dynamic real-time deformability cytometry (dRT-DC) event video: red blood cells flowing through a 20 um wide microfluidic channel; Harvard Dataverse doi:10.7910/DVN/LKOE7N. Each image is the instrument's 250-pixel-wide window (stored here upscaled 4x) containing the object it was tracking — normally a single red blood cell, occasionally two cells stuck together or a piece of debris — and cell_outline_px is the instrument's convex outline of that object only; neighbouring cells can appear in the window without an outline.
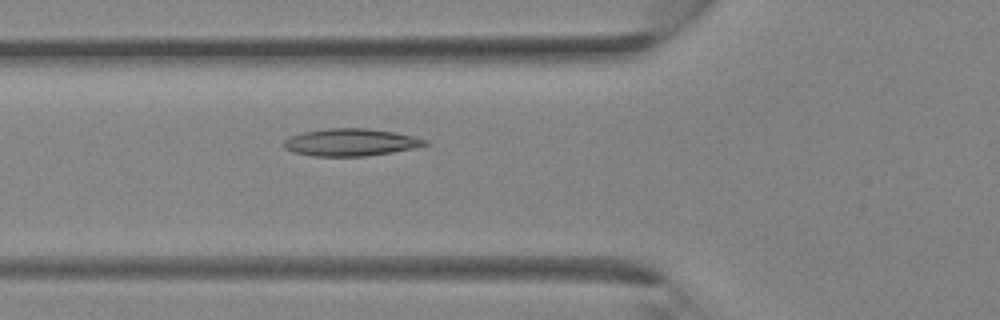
{"species": "Egyptian fruit bat (a non-hibernating species)", "species_latin": "Rousettus aegyptiacus", "temperature_condition": "room temperature", "stored_images_in_passage": 24, "camera_frame_rate_fps": 3000, "um_per_image_px": 0.085, "animal": {"sex": "female"}, "frame": {"image": 1, "passage_image": 2, "time_ms": 0.333, "image_size_px": [1000, 320], "cell_outline_px": [[428, 144], [412, 148], [392, 152], [368, 156], [312, 156], [292, 152], [284, 148], [280, 144], [288, 136], [304, 132], [328, 128], [368, 128], [392, 132], [412, 136], [428, 140]], "centroid_in_image_um": [29.73, 12.1], "position_along_channel_um": 96.1, "area_um2": 22.54}}
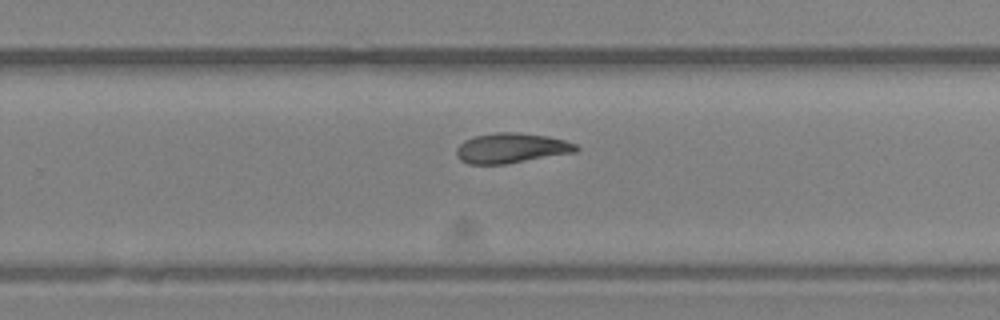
{"frame": {"image": 2, "passage_image": 12, "time_ms": 3.667, "image_size_px": [1000, 320], "cell_outline_px": [[580, 148], [576, 152], [504, 164], [468, 164], [460, 160], [456, 156], [456, 148], [464, 140], [476, 136], [496, 132], [516, 132], [548, 136], [564, 140], [576, 144]], "centroid_in_image_um": [43.45, 12.59], "position_along_channel_um": 286.4, "area_um2": 20.92}}
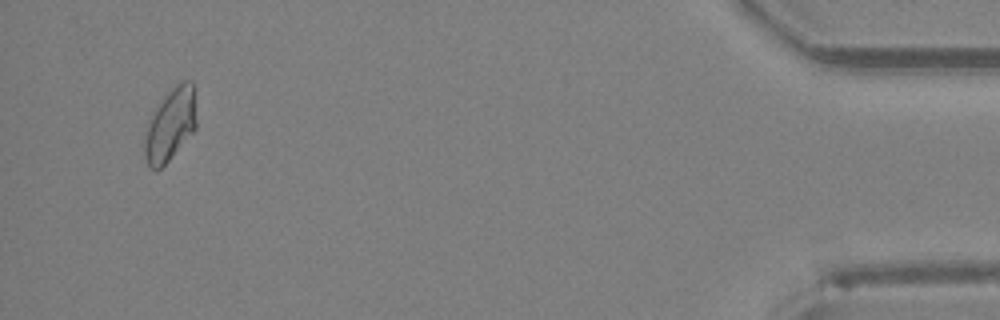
{"frame": {"image": 3, "passage_image": 23, "time_ms": 7.333, "image_size_px": [1000, 320], "cell_outline_px": [[196, 128], [168, 160], [160, 168], [148, 168], [144, 156], [144, 136], [148, 120], [164, 96], [180, 80], [192, 80], [196, 88]], "centroid_in_image_um": [14.5, 10.54], "position_along_channel_um": 420.7, "area_um2": 22.14}}